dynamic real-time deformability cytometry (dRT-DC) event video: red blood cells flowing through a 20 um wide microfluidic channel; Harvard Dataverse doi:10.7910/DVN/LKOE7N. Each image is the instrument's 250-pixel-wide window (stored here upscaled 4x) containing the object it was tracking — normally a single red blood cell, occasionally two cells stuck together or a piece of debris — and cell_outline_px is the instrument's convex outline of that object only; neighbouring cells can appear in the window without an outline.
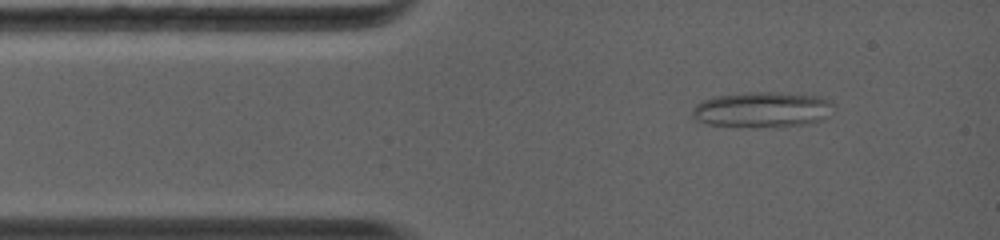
{"species": "common noctule bat (a hibernating species)", "species_latin": "Nyctalus noctula", "temperature_condition": "warm", "stored_images_in_passage": 27, "camera_frame_rate_fps": 5000, "um_per_image_px": 0.085, "animal": {"sex": "female", "body_mass_g": 19.0, "forearm_length_mm": 56.7}, "frame": {"image": 1, "passage_image": 4, "time_ms": 1.0, "image_size_px": [1000, 240], "cell_outline_px": [[836, 108], [824, 120], [808, 124], [752, 128], [708, 124], [696, 120], [692, 116], [692, 108], [696, 104], [712, 96], [748, 92], [772, 92], [820, 96], [828, 100]], "centroid_in_image_um": [64.8, 9.33], "position_along_channel_um": 20.2, "area_um2": 29.71}}
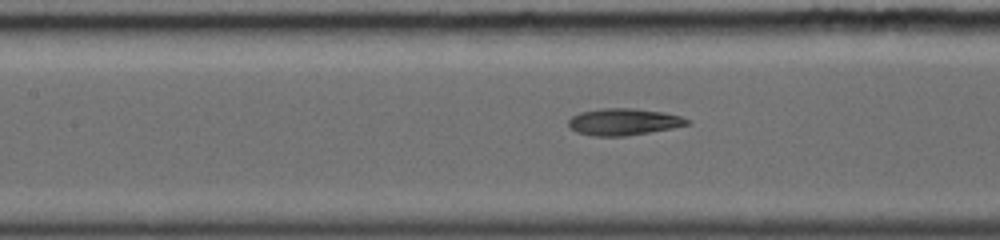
{"frame": {"image": 2, "passage_image": 15, "time_ms": 4.8, "image_size_px": [1000, 240], "cell_outline_px": [[692, 124], [672, 128], [624, 136], [596, 136], [576, 132], [568, 128], [568, 120], [572, 116], [580, 112], [600, 108], [636, 108], [664, 112], [680, 116], [692, 120]], "centroid_in_image_um": [53.01, 10.34], "position_along_channel_um": 154.4, "area_um2": 18.73}}
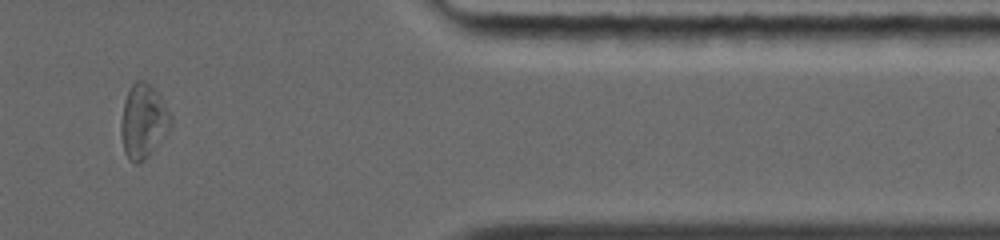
{"frame": {"image": 3, "passage_image": 24, "time_ms": 11.0, "image_size_px": [1000, 240], "cell_outline_px": [[172, 124], [168, 132], [148, 156], [144, 160], [136, 164], [128, 160], [124, 152], [120, 132], [120, 124], [124, 100], [132, 84], [136, 80], [144, 80], [160, 96], [172, 116]], "centroid_in_image_um": [12.17, 10.33], "position_along_channel_um": 399.2, "area_um2": 21.5}, "authors_computed_cell_mechanics": {"area_um2": 19.2474, "velocity_mm_per_s": 4.3642, "shape_relaxation_time_tau1_ms": null, "shape_relaxation_time_tau2_ms": 4.274, "deformation_change_tau1": null, "deformation_change_tau2": 0.1178}}